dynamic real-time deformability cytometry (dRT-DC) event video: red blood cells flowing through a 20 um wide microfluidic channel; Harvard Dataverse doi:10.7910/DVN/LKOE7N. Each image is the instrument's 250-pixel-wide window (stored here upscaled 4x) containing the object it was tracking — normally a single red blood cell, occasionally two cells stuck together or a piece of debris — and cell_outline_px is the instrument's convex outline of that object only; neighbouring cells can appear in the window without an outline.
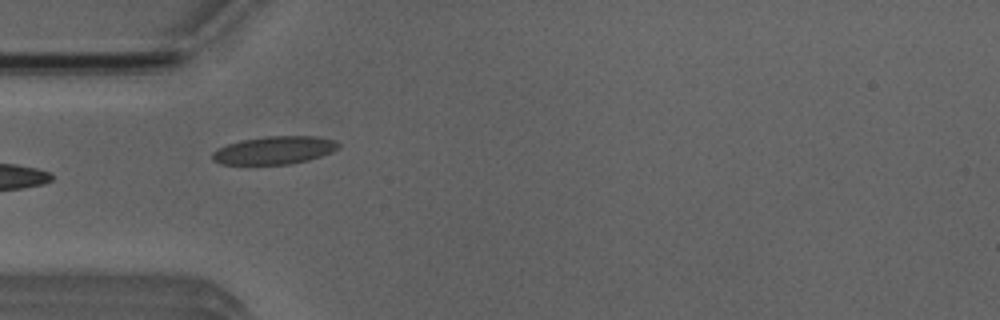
{"species": "Egyptian fruit bat (a non-hibernating species)", "species_latin": "Rousettus aegyptiacus", "temperature_condition": "room temperature", "stored_images_in_passage": 7, "camera_frame_rate_fps": 3000, "um_per_image_px": 0.085, "animal": {"sex": "male"}, "frame": {"image": 1, "passage_image": 5, "time_ms": 4.667, "image_size_px": [1000, 320], "cell_outline_px": [[340, 144], [332, 152], [308, 160], [288, 164], [220, 164], [212, 160], [212, 152], [216, 148], [228, 144], [244, 140], [264, 136], [316, 136], [336, 140]], "centroid_in_image_um": [23.3, 12.76], "position_along_channel_um": 61.7, "area_um2": 20.46}}